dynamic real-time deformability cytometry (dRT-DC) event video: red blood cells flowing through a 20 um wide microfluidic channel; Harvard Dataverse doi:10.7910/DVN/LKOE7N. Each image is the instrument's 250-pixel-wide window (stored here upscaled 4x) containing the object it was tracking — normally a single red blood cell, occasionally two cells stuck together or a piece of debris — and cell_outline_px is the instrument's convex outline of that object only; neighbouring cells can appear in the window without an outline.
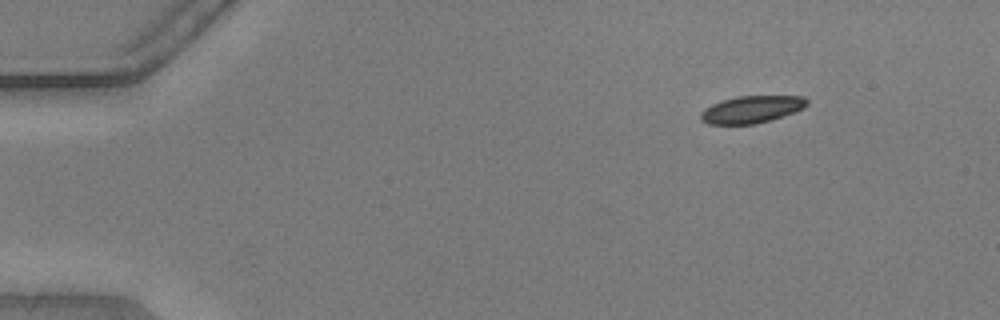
{"species": "common noctule bat (a hibernating species)", "species_latin": "Nyctalus noctula", "temperature_condition": "warm", "stored_images_in_passage": 48, "camera_frame_rate_fps": 3000, "um_per_image_px": 0.085, "animal": {"sex": "male", "body_mass_g": 20.5, "forearm_length_mm": 52.5}, "frame": {"image": 1, "passage_image": 1, "time_ms": 0.0, "image_size_px": [1000, 320], "cell_outline_px": [[808, 104], [804, 108], [756, 124], [708, 124], [700, 120], [700, 112], [704, 108], [720, 100], [736, 96], [804, 96], [808, 100]], "centroid_in_image_um": [63.83, 9.29], "position_along_channel_um": 21.2, "area_um2": 16.82}}
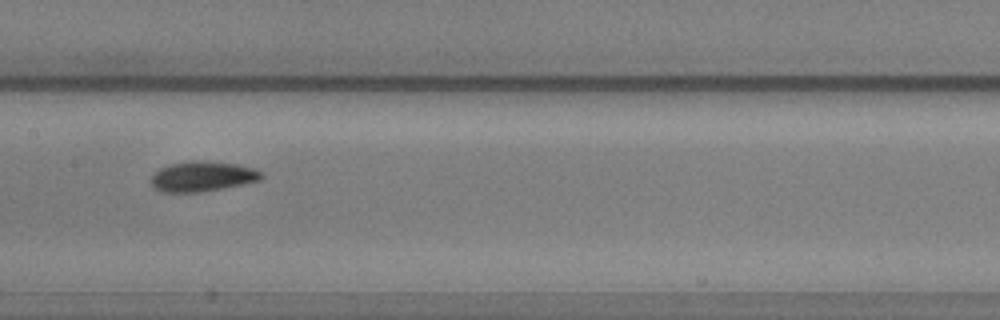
{"frame": {"image": 2, "passage_image": 22, "time_ms": 7.0, "image_size_px": [1000, 320], "cell_outline_px": [[264, 176], [260, 180], [244, 184], [196, 192], [160, 192], [148, 180], [160, 168], [172, 164], [188, 160], [200, 160], [236, 164], [252, 168], [264, 172]], "centroid_in_image_um": [17.21, 14.98], "position_along_channel_um": 190.2, "area_um2": 19.31}}
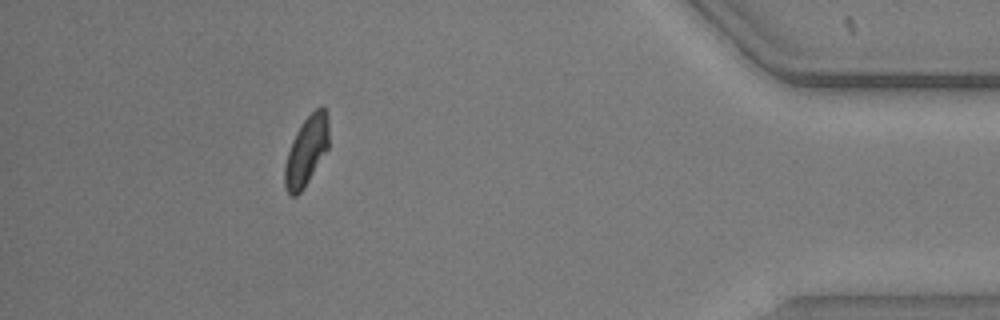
{"frame": {"image": 3, "passage_image": 43, "time_ms": 14.0, "image_size_px": [1000, 320], "cell_outline_px": [[328, 148], [304, 188], [296, 196], [288, 196], [284, 184], [284, 168], [288, 152], [292, 140], [296, 132], [304, 120], [320, 104], [324, 104], [328, 116]], "centroid_in_image_um": [26.04, 12.82], "position_along_channel_um": 409.2, "area_um2": 17.86}, "authors_computed_cell_mechanics": {"area_um2": 18.4093, "velocity_mm_per_s": 3.8144, "shape_relaxation_time_tau1_ms": 2.9025, "shape_relaxation_time_tau2_ms": 5.8197, "deformation_change_tau1": 0.1403, "deformation_change_tau2": 0.0911}}